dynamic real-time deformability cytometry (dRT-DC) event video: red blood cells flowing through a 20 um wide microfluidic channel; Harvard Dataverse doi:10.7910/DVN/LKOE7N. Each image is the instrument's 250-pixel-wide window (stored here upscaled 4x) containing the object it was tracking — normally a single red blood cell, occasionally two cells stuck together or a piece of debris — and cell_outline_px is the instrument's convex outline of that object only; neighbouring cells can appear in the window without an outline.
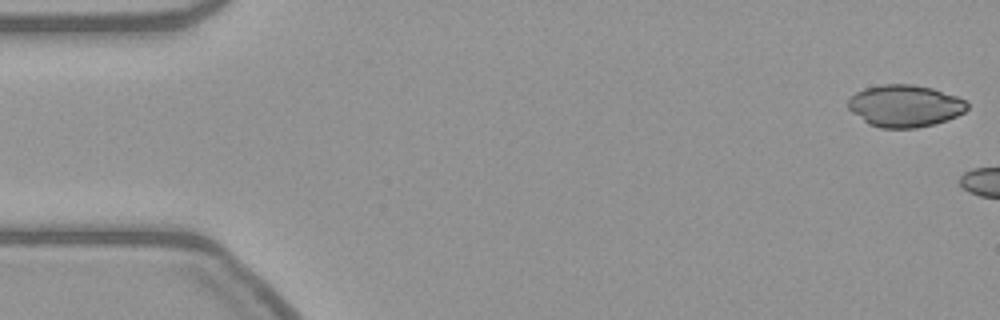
{"species": "common noctule bat (a hibernating species)", "species_latin": "Nyctalus noctula", "temperature_condition": "warm", "stored_images_in_passage": 5, "camera_frame_rate_fps": 3000, "um_per_image_px": 0.085, "animal": {"sex": "female", "body_mass_g": 21.9}, "frame": {"image": 1, "passage_image": 1, "time_ms": 0.0, "image_size_px": [1000, 320], "cell_outline_px": [[968, 108], [964, 112], [956, 116], [932, 124], [916, 128], [880, 128], [868, 124], [852, 112], [848, 108], [848, 100], [856, 92], [864, 88], [880, 84], [912, 84], [932, 88], [956, 96], [964, 100], [968, 104]], "centroid_in_image_um": [76.88, 8.99], "position_along_channel_um": 8.1, "area_um2": 29.07}}